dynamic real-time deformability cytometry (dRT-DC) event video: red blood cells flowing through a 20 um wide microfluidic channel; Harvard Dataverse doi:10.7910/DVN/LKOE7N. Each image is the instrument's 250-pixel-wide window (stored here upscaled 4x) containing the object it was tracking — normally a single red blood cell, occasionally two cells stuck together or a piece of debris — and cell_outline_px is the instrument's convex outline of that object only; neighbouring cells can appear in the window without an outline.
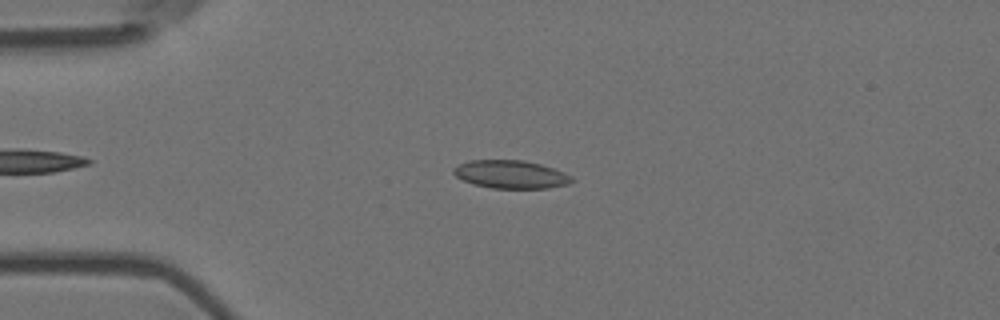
{"species": "Egyptian fruit bat (a non-hibernating species)", "species_latin": "Rousettus aegyptiacus", "temperature_condition": "room temperature", "stored_images_in_passage": 51, "camera_frame_rate_fps": 3000, "um_per_image_px": 0.085, "animal": {"sex": "female"}, "frame": {"image": 1, "passage_image": 14, "time_ms": 4.333, "image_size_px": [1000, 320], "cell_outline_px": [[576, 180], [568, 184], [548, 188], [492, 188], [476, 184], [464, 180], [456, 176], [452, 172], [452, 168], [460, 164], [472, 160], [524, 160], [540, 164], [564, 172], [572, 176]], "centroid_in_image_um": [43.45, 14.82], "position_along_channel_um": 41.5, "area_um2": 19.25}}
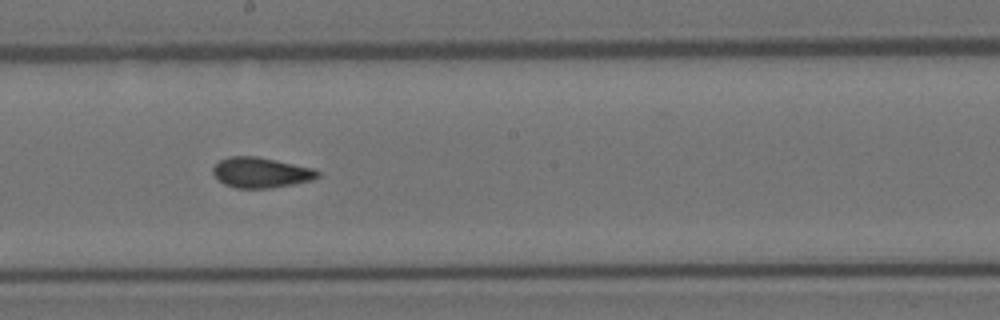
{"frame": {"image": 2, "passage_image": 31, "time_ms": 10.0, "image_size_px": [1000, 320], "cell_outline_px": [[320, 176], [312, 180], [272, 188], [236, 188], [224, 184], [212, 172], [212, 168], [220, 160], [228, 156], [256, 156], [316, 168], [320, 172]], "centroid_in_image_um": [22.21, 14.66], "position_along_channel_um": 226.0, "area_um2": 18.61}}
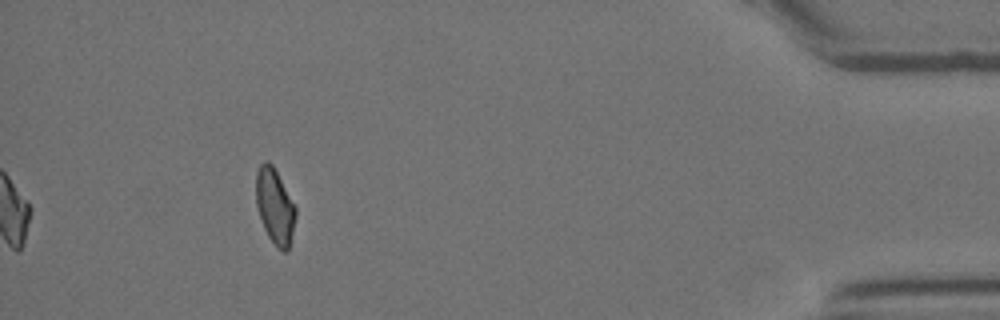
{"frame": {"image": 3, "passage_image": 51, "time_ms": 16.667, "image_size_px": [1000, 320], "cell_outline_px": [[296, 216], [288, 252], [284, 252], [276, 248], [268, 236], [264, 228], [256, 204], [256, 172], [260, 164], [264, 160], [268, 160], [272, 164], [296, 208]], "centroid_in_image_um": [23.35, 17.55], "position_along_channel_um": 411.8, "area_um2": 17.34}, "authors_computed_cell_mechanics": {"area_um2": 18.6116, "velocity_mm_per_s": 3.6824, "shape_relaxation_time_tau1_ms": null, "shape_relaxation_time_tau2_ms": 1.4072, "deformation_change_tau1": null, "deformation_change_tau2": 0.0586}}